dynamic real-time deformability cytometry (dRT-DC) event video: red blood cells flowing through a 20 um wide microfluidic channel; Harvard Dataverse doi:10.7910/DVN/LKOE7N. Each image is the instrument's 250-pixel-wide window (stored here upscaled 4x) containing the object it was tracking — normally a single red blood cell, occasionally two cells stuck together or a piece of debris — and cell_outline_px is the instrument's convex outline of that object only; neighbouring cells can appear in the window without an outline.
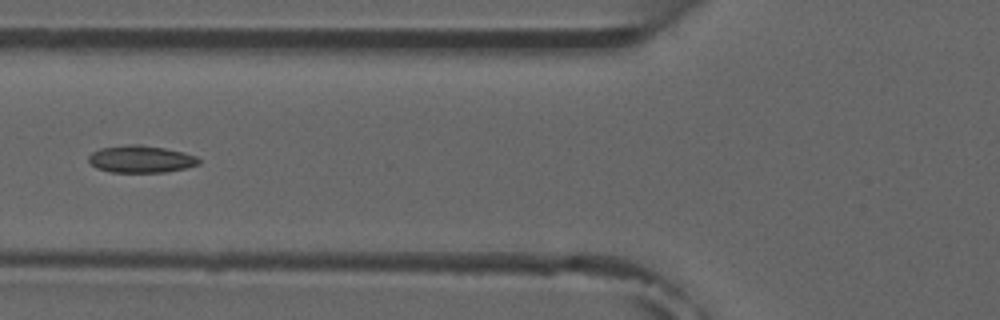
{"species": "common noctule bat (a hibernating species)", "species_latin": "Nyctalus noctula", "temperature_condition": "room temperature", "stored_images_in_passage": 6, "camera_frame_rate_fps": 3000, "um_per_image_px": 0.085, "animal": {"sex": "male", "forearm_length_mm": 52.5}, "frame": {"image": 1, "passage_image": 6, "time_ms": 5.667, "image_size_px": [1000, 320], "cell_outline_px": [[200, 164], [184, 168], [164, 172], [112, 172], [96, 168], [88, 160], [88, 156], [92, 152], [100, 148], [132, 144], [140, 144], [164, 148], [184, 152], [196, 156], [200, 160]], "centroid_in_image_um": [11.97, 13.52], "position_along_channel_um": 113.8, "area_um2": 17.4}}